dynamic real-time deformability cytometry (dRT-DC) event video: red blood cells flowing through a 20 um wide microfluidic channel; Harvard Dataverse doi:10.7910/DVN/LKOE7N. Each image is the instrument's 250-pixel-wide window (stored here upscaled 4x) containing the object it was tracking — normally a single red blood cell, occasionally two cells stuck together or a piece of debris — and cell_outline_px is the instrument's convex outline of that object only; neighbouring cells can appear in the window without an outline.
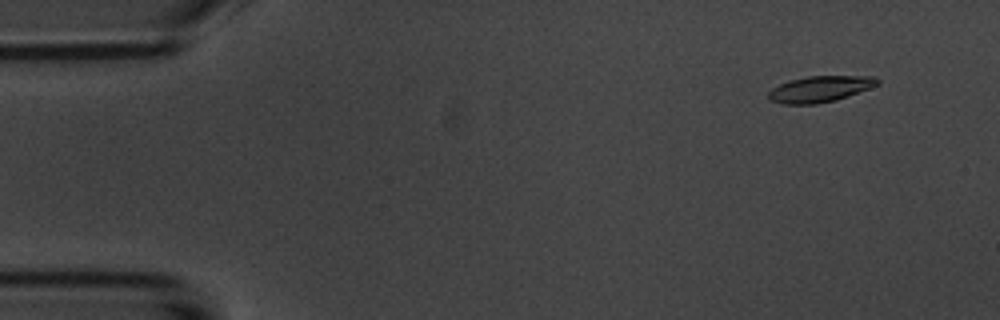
{"species": "common noctule bat (a hibernating species)", "species_latin": "Nyctalus noctula", "temperature_condition": "room temperature", "stored_images_in_passage": 55, "camera_frame_rate_fps": 3000, "um_per_image_px": 0.085, "animal": {"sex": "male", "body_mass_g": 20.1, "forearm_length_mm": 53.5}, "frame": {"image": 1, "passage_image": 5, "time_ms": 1.333, "image_size_px": [1000, 320], "cell_outline_px": [[880, 84], [848, 96], [836, 100], [816, 104], [784, 104], [768, 100], [768, 92], [772, 88], [788, 80], [808, 76], [876, 76], [880, 80]], "centroid_in_image_um": [69.7, 7.56], "position_along_channel_um": 15.3, "area_um2": 16.7}}
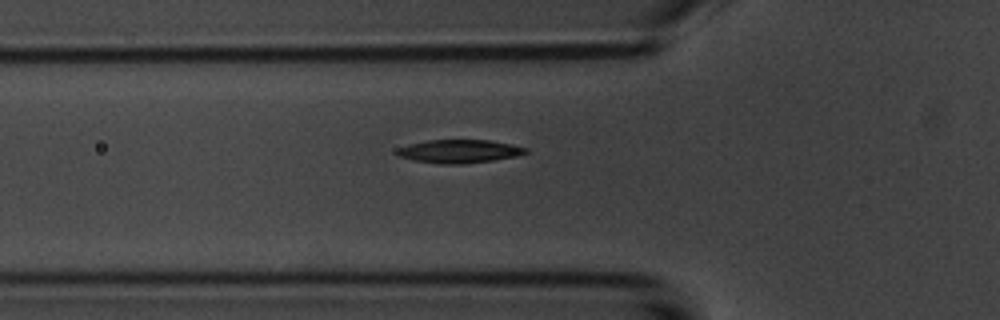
{"frame": {"image": 2, "passage_image": 19, "time_ms": 6.0, "image_size_px": [1000, 320], "cell_outline_px": [[528, 152], [516, 156], [492, 160], [464, 164], [440, 164], [412, 160], [400, 156], [396, 152], [396, 148], [408, 144], [428, 140], [492, 140], [512, 144], [528, 148]], "centroid_in_image_um": [39.03, 12.85], "position_along_channel_um": 86.8, "area_um2": 17.57}}
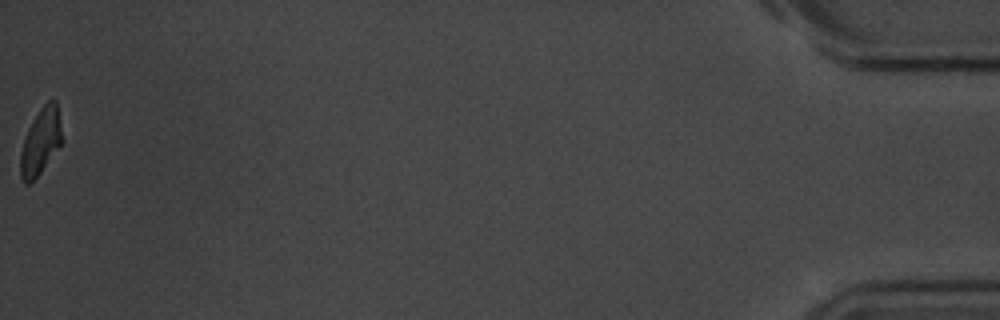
{"frame": {"image": 3, "passage_image": 55, "time_ms": 18.0, "image_size_px": [1000, 320], "cell_outline_px": [[64, 140], [40, 172], [28, 184], [24, 184], [20, 176], [20, 156], [24, 140], [28, 128], [40, 108], [48, 100], [56, 100]], "centroid_in_image_um": [3.47, 12.01], "position_along_channel_um": 431.7, "area_um2": 15.9}, "authors_computed_cell_mechanics": {"area_um2": 17.2244, "velocity_mm_per_s": 3.6983, "shape_relaxation_time_tau1_ms": 2.5377, "shape_relaxation_time_tau2_ms": 7.3795, "deformation_change_tau1": 0.1377, "deformation_change_tau2": 0.1207}}